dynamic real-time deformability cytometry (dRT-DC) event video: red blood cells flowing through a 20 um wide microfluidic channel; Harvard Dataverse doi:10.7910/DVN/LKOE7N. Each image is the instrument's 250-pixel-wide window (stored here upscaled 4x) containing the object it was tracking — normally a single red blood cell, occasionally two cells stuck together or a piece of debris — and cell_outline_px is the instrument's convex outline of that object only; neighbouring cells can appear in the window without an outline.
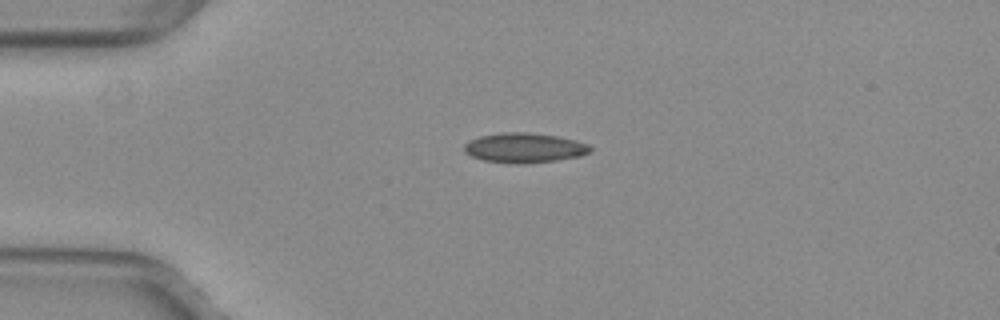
{"species": "common noctule bat (a hibernating species)", "species_latin": "Nyctalus noctula", "temperature_condition": "warm", "stored_images_in_passage": 6, "camera_frame_rate_fps": 3000, "um_per_image_px": 0.085, "animal": {"sex": "female", "body_mass_g": 29.2, "forearm_length_mm": 56.3}, "frame": {"image": 1, "passage_image": 1, "time_ms": 0.0, "image_size_px": [1000, 320], "cell_outline_px": [[592, 148], [588, 152], [580, 156], [556, 160], [524, 164], [516, 164], [484, 160], [472, 156], [464, 152], [464, 144], [468, 140], [480, 136], [504, 132], [528, 132], [556, 136], [588, 144]], "centroid_in_image_um": [44.52, 12.56], "position_along_channel_um": 40.5, "area_um2": 21.73}}